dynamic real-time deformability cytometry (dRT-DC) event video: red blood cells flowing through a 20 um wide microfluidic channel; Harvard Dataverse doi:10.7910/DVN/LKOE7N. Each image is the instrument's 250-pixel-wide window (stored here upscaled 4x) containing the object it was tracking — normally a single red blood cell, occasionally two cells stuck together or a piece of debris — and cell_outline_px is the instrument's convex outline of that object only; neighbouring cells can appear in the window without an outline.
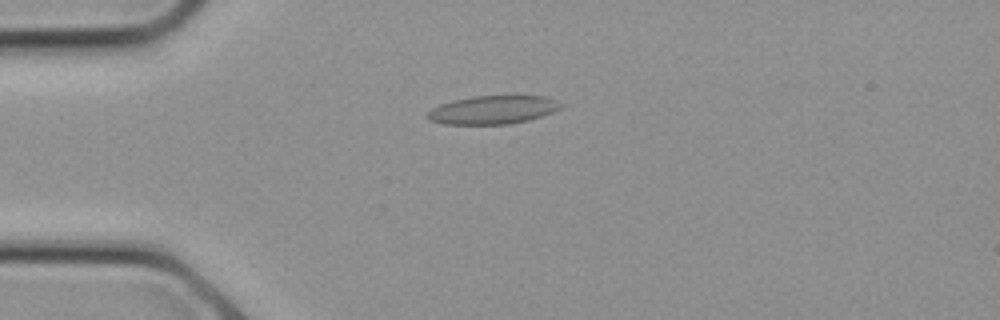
{"species": "common noctule bat (a hibernating species)", "species_latin": "Nyctalus noctula", "temperature_condition": "cold", "stored_images_in_passage": 9, "camera_frame_rate_fps": 3000, "um_per_image_px": 0.085, "animal": {"sex": "female", "body_mass_g": 21.9}, "frame": {"image": 1, "passage_image": 6, "time_ms": 1.667, "image_size_px": [1000, 320], "cell_outline_px": [[564, 104], [560, 108], [552, 112], [528, 120], [508, 124], [444, 124], [428, 120], [424, 116], [432, 108], [440, 104], [452, 100], [472, 96], [544, 96], [556, 100]], "centroid_in_image_um": [41.85, 9.33], "position_along_channel_um": 43.2, "area_um2": 22.08}}
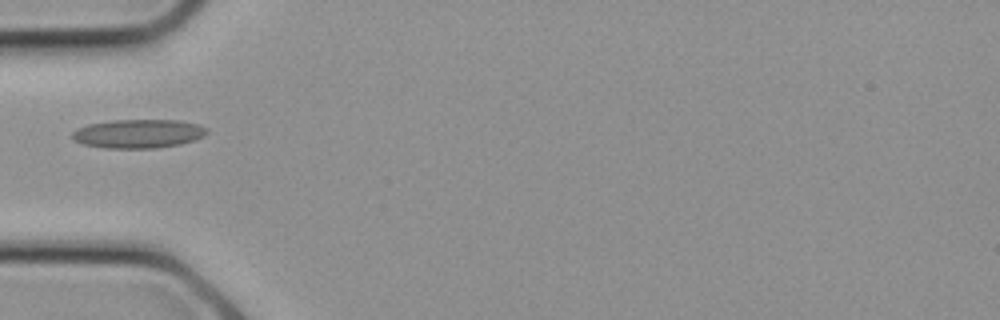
{"frame": {"image": 2, "passage_image": 8, "time_ms": 2.333, "image_size_px": [1000, 320], "cell_outline_px": [[208, 132], [204, 136], [196, 140], [180, 144], [156, 148], [104, 148], [84, 144], [72, 140], [72, 132], [76, 128], [88, 124], [112, 120], [180, 120], [200, 124], [208, 128]], "centroid_in_image_um": [11.78, 11.36], "position_along_channel_um": 73.2, "area_um2": 22.89}}